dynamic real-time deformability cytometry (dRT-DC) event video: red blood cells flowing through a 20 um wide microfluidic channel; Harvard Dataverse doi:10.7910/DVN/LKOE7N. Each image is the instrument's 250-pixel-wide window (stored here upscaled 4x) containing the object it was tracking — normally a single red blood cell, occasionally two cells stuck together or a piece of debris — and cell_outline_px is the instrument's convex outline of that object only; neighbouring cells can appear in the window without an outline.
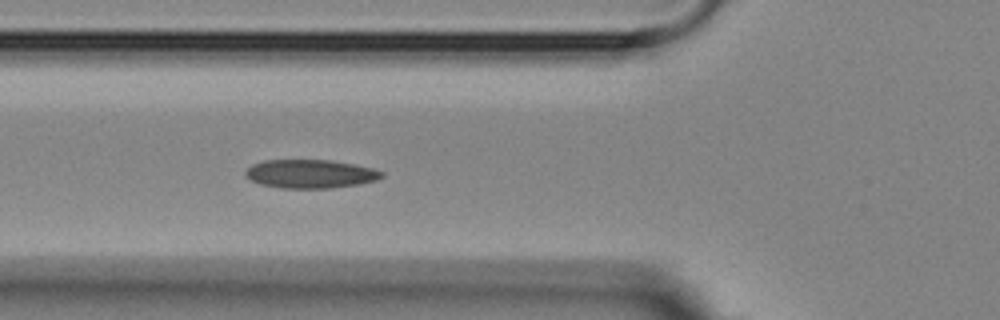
{"species": "Egyptian fruit bat (a non-hibernating species)", "species_latin": "Rousettus aegyptiacus", "temperature_condition": "room temperature", "stored_images_in_passage": 5, "camera_frame_rate_fps": 3000, "um_per_image_px": 0.085, "animal": {"sex": "female"}, "frame": {"image": 1, "passage_image": 5, "time_ms": 4.333, "image_size_px": [1000, 320], "cell_outline_px": [[384, 176], [376, 180], [356, 184], [332, 188], [280, 188], [260, 184], [244, 176], [244, 172], [252, 164], [264, 160], [328, 160], [352, 164], [372, 168], [384, 172]], "centroid_in_image_um": [26.34, 14.78], "position_along_channel_um": 99.5, "area_um2": 22.6}}